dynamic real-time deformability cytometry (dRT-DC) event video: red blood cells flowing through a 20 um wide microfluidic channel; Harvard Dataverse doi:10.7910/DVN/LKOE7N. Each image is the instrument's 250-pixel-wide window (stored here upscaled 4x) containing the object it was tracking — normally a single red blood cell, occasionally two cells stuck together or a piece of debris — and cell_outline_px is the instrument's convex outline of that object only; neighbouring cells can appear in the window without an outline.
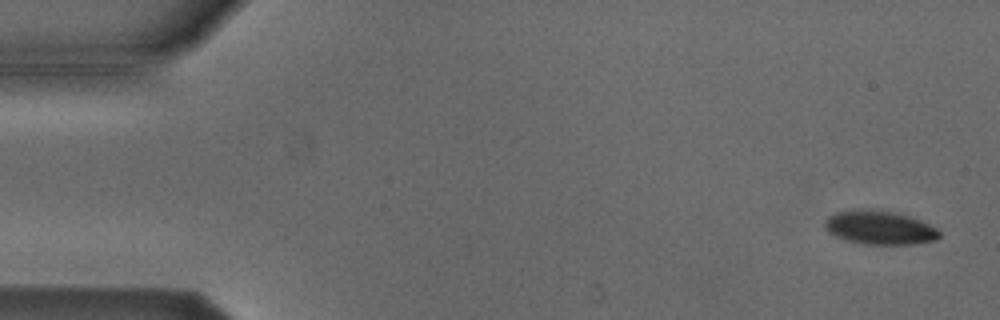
{"species": "Egyptian fruit bat (a non-hibernating species)", "species_latin": "Rousettus aegyptiacus", "temperature_condition": "cold", "stored_images_in_passage": 53, "camera_frame_rate_fps": 3000, "um_per_image_px": 0.085, "animal": {"sex": "male"}, "frame": {"image": 1, "passage_image": 2, "time_ms": 0.333, "image_size_px": [1000, 320], "cell_outline_px": [[940, 236], [936, 240], [912, 244], [864, 244], [844, 240], [828, 232], [824, 228], [824, 220], [828, 216], [836, 212], [892, 212], [908, 216], [920, 220], [936, 228], [940, 232]], "centroid_in_image_um": [74.77, 19.4], "position_along_channel_um": 10.2, "area_um2": 21.73}}
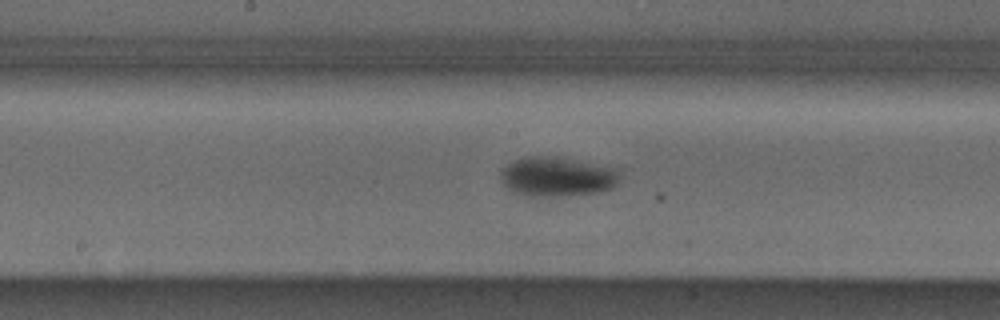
{"frame": {"image": 2, "passage_image": 27, "time_ms": 8.667, "image_size_px": [1000, 320], "cell_outline_px": [[620, 184], [612, 188], [596, 192], [548, 196], [532, 196], [516, 192], [508, 188], [504, 184], [500, 176], [500, 172], [508, 164], [516, 160], [528, 156], [556, 156], [616, 168]], "centroid_in_image_um": [47.37, 15.0], "position_along_channel_um": 200.8, "area_um2": 26.99}}
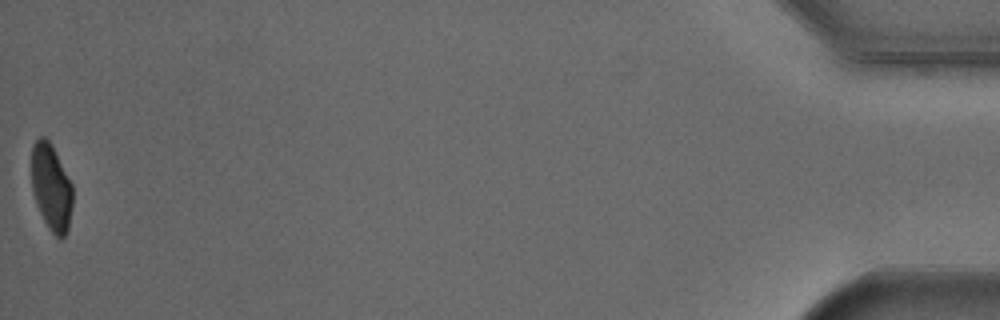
{"frame": {"image": 3, "passage_image": 53, "time_ms": 17.333, "image_size_px": [1000, 320], "cell_outline_px": [[72, 204], [68, 228], [64, 236], [60, 240], [48, 228], [36, 204], [32, 188], [32, 144], [40, 136], [44, 136], [52, 144], [72, 184]], "centroid_in_image_um": [4.35, 15.91], "position_along_channel_um": 430.8, "area_um2": 20.69}, "authors_computed_cell_mechanics": {"area_um2": 24.1026, "velocity_mm_per_s": 3.8435, "shape_relaxation_time_tau1_ms": 2.3948, "shape_relaxation_time_tau2_ms": null, "deformation_change_tau1": 0.1037, "deformation_change_tau2": null}}